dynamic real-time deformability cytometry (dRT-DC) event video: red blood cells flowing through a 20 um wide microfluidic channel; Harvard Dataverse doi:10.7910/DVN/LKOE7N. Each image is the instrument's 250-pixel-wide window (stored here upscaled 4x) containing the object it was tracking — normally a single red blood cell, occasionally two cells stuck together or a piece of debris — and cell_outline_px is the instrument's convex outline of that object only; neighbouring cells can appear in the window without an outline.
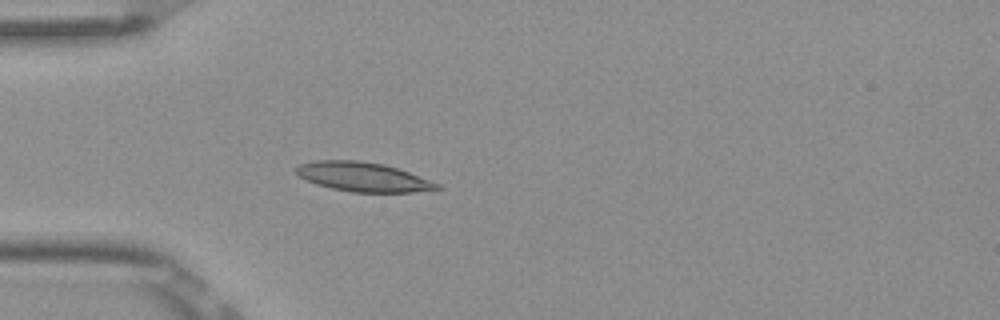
{"species": "Egyptian fruit bat (a non-hibernating species)", "species_latin": "Rousettus aegyptiacus", "temperature_condition": "room temperature", "stored_images_in_passage": 5, "camera_frame_rate_fps": 3000, "um_per_image_px": 0.085, "frame": {"image": 1, "passage_image": 5, "time_ms": 1.333, "image_size_px": [1000, 320], "cell_outline_px": [[444, 188], [412, 192], [352, 192], [332, 188], [316, 184], [300, 176], [296, 172], [296, 168], [300, 164], [312, 160], [356, 160], [384, 164], [408, 172], [440, 184]], "centroid_in_image_um": [30.86, 15.03], "position_along_channel_um": 54.1, "area_um2": 23.81}}